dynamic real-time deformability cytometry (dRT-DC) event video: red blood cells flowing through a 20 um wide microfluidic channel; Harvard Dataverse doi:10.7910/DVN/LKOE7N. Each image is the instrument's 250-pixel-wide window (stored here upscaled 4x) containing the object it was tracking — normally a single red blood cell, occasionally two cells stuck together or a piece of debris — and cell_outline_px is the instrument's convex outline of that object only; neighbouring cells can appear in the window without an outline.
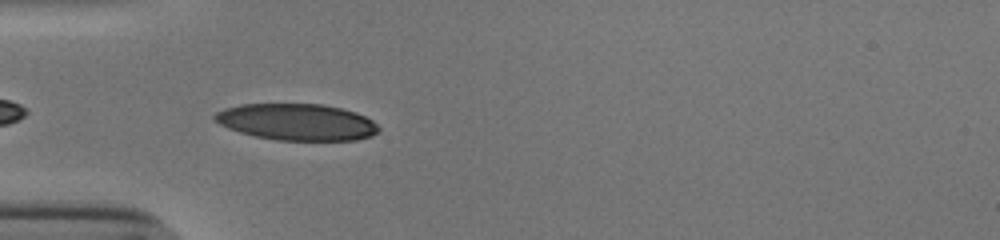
{"species": "human", "species_latin": "Homo sapiens", "temperature_condition": "cold", "stored_images_in_passage": 38, "camera_frame_rate_fps": 3000, "um_per_image_px": 0.085, "donor": {"sex": "male"}, "frame": {"image": 1, "passage_image": 2, "time_ms": 0.333, "image_size_px": [1000, 240], "cell_outline_px": [[380, 128], [372, 136], [356, 140], [276, 140], [256, 136], [240, 132], [228, 128], [212, 120], [212, 116], [216, 112], [224, 108], [240, 104], [324, 104], [356, 112], [372, 120]], "centroid_in_image_um": [25.2, 10.36], "position_along_channel_um": 59.8, "area_um2": 34.97}}
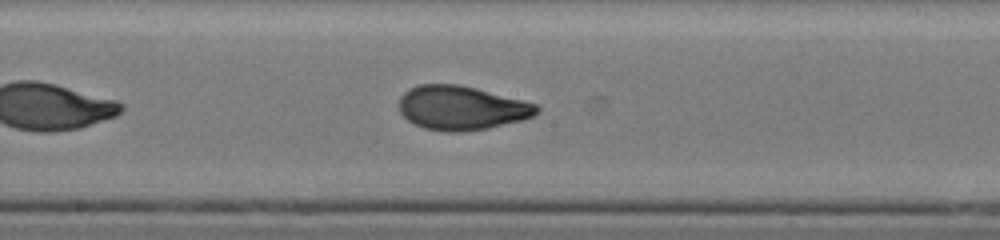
{"frame": {"image": 2, "passage_image": 14, "time_ms": 4.333, "image_size_px": [1000, 240], "cell_outline_px": [[540, 112], [532, 116], [520, 120], [488, 128], [460, 132], [448, 132], [424, 128], [408, 120], [400, 112], [400, 96], [408, 88], [420, 84], [456, 84], [476, 88], [524, 100], [536, 104], [540, 108]], "centroid_in_image_um": [39.23, 9.16], "position_along_channel_um": 209.0, "area_um2": 35.26}}
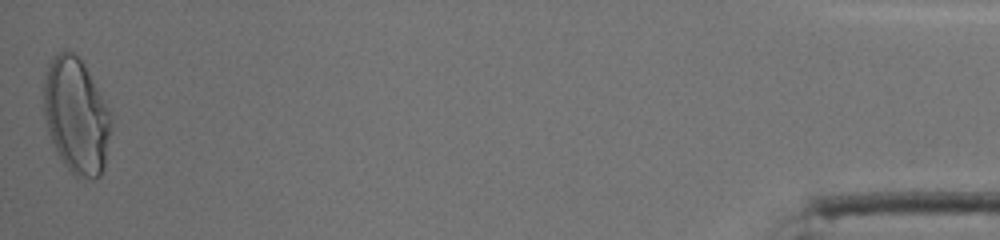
{"frame": {"image": 3, "passage_image": 38, "time_ms": 12.333, "image_size_px": [1000, 240], "cell_outline_px": [[112, 128], [104, 168], [100, 176], [76, 176], [64, 164], [48, 132], [44, 116], [44, 84], [48, 64], [52, 56], [64, 48], [68, 48], [80, 56], [112, 112]], "centroid_in_image_um": [6.51, 9.75], "position_along_channel_um": 428.7, "area_um2": 45.78}, "authors_computed_cell_mechanics": {"area_um2": 35.0846, "velocity_mm_per_s": 3.8565, "shape_relaxation_time_tau1_ms": 4.6329, "shape_relaxation_time_tau2_ms": 0.8066, "deformation_change_tau1": 0.2077, "deformation_change_tau2": 0.0502}}